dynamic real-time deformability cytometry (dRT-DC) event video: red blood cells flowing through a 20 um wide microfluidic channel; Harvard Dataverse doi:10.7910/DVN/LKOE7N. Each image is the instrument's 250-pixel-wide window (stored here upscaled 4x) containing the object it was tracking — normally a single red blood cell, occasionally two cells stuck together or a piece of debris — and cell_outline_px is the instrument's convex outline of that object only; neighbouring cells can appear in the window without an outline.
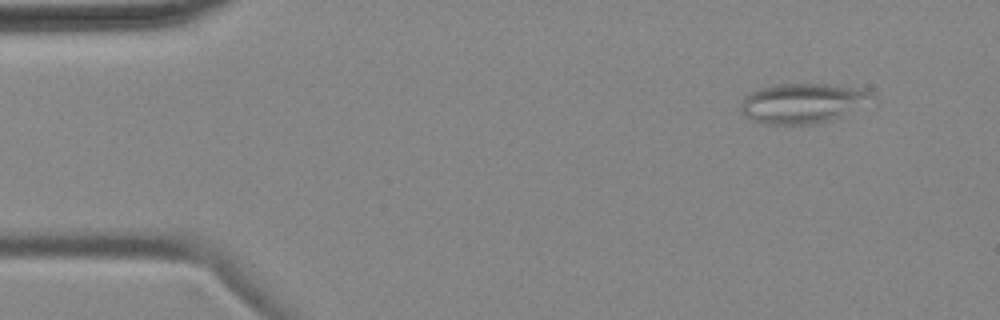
{"species": "common noctule bat (a hibernating species)", "species_latin": "Nyctalus noctula", "temperature_condition": "cold", "stored_images_in_passage": 5, "camera_frame_rate_fps": 3000, "um_per_image_px": 0.085, "animal": {"sex": "female", "body_mass_g": 18.4}, "frame": {"image": 1, "passage_image": 2, "time_ms": 1.333, "image_size_px": [1000, 320], "cell_outline_px": [[876, 96], [828, 120], [808, 124], [768, 124], [756, 120], [748, 116], [740, 108], [744, 96], [752, 92], [776, 84], [824, 84], [872, 92]], "centroid_in_image_um": [68.11, 8.76], "position_along_channel_um": 16.9, "area_um2": 28.78}}